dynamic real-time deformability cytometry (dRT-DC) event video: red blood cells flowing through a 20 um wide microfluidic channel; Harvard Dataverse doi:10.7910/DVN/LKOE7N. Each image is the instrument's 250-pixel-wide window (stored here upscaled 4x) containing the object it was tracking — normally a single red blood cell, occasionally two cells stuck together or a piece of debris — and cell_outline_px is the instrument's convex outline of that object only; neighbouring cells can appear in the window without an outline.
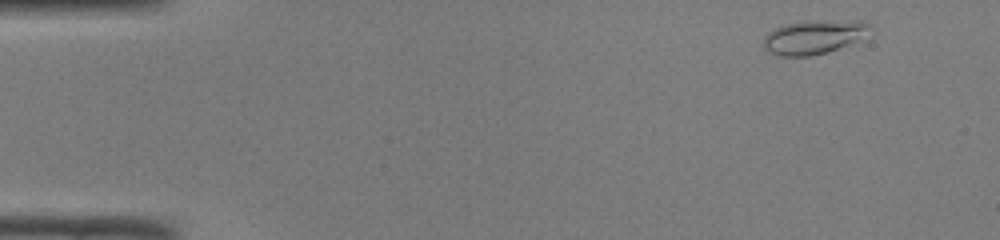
{"species": "common noctule bat (a hibernating species)", "species_latin": "Nyctalus noctula", "temperature_condition": "room temperature", "stored_images_in_passage": 48, "camera_frame_rate_fps": 3000, "um_per_image_px": 0.085, "animal": {"sex": "male", "body_mass_g": 19.0, "forearm_length_mm": 50.8}, "frame": {"image": 1, "passage_image": 2, "time_ms": 0.333, "image_size_px": [1000, 240], "cell_outline_px": [[868, 24], [860, 40], [824, 52], [808, 56], [776, 56], [768, 52], [764, 48], [764, 36], [768, 32], [776, 28], [788, 24], [812, 20], [864, 20]], "centroid_in_image_um": [69.1, 3.14], "position_along_channel_um": 15.9, "area_um2": 20.63}}
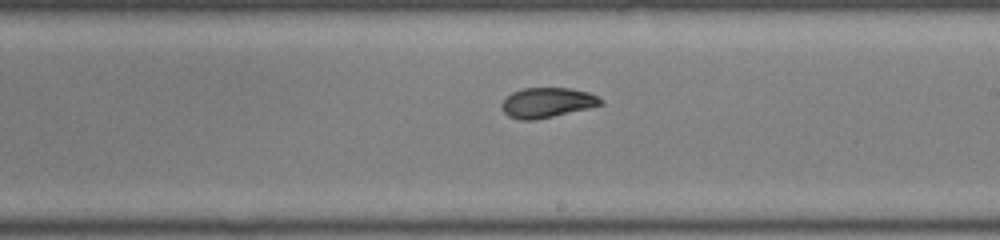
{"frame": {"image": 2, "passage_image": 27, "time_ms": 8.667, "image_size_px": [1000, 240], "cell_outline_px": [[604, 104], [588, 108], [552, 116], [532, 120], [520, 120], [508, 116], [504, 112], [500, 104], [512, 92], [520, 88], [572, 88], [588, 92], [604, 100]], "centroid_in_image_um": [46.5, 8.71], "position_along_channel_um": 242.5, "area_um2": 17.22}}
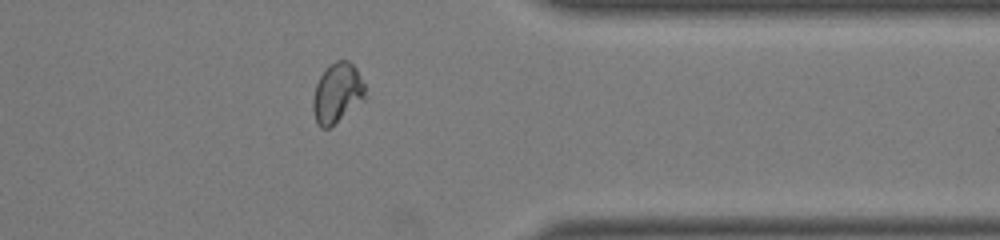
{"frame": {"image": 3, "passage_image": 38, "time_ms": 12.333, "image_size_px": [1000, 240], "cell_outline_px": [[364, 96], [328, 128], [320, 128], [316, 124], [312, 108], [312, 100], [316, 84], [320, 76], [328, 64], [336, 60], [348, 60], [356, 68], [364, 84]], "centroid_in_image_um": [28.59, 7.86], "position_along_channel_um": 382.8, "area_um2": 17.63}, "authors_computed_cell_mechanics": {"area_um2": 18.0914, "velocity_mm_per_s": 4.0598, "shape_relaxation_time_tau1_ms": 5.8572, "shape_relaxation_time_tau2_ms": 1.4496, "deformation_change_tau1": 0.1891, "deformation_change_tau2": 0.063}}